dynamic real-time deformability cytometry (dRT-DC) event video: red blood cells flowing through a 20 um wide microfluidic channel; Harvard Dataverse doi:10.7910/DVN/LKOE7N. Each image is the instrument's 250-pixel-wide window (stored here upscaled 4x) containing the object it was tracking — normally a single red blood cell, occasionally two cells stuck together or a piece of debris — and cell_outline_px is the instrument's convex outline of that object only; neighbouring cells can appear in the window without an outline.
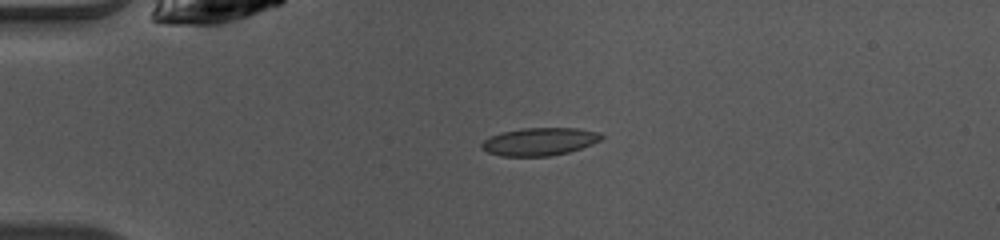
{"species": "common noctule bat (a hibernating species)", "species_latin": "Nyctalus noctula", "temperature_condition": "warm", "stored_images_in_passage": 38, "camera_frame_rate_fps": 3000, "um_per_image_px": 0.085, "animal": {"sex": "female", "body_mass_g": 10.0, "forearm_length_mm": 53.1}, "frame": {"image": 1, "passage_image": 1, "time_ms": 0.0, "image_size_px": [1000, 240], "cell_outline_px": [[604, 136], [600, 140], [592, 144], [568, 152], [548, 156], [500, 156], [488, 152], [480, 148], [480, 144], [484, 140], [492, 136], [504, 132], [524, 128], [576, 128], [600, 132]], "centroid_in_image_um": [45.86, 12.04], "position_along_channel_um": 39.1, "area_um2": 19.25}}
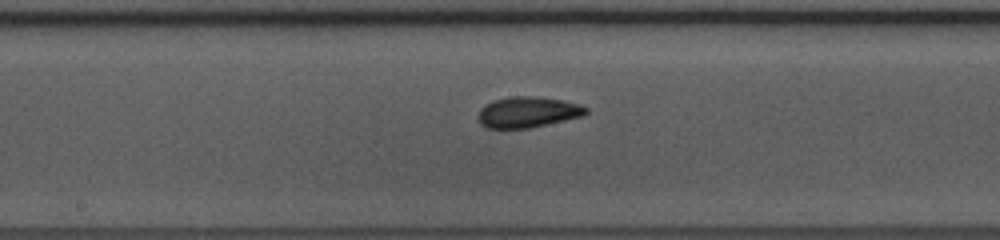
{"frame": {"image": 2, "passage_image": 15, "time_ms": 4.667, "image_size_px": [1000, 240], "cell_outline_px": [[588, 112], [584, 116], [528, 128], [488, 128], [480, 124], [480, 108], [492, 100], [512, 96], [532, 96], [564, 100], [580, 104], [588, 108]], "centroid_in_image_um": [44.9, 9.52], "position_along_channel_um": 203.3, "area_um2": 19.31}}
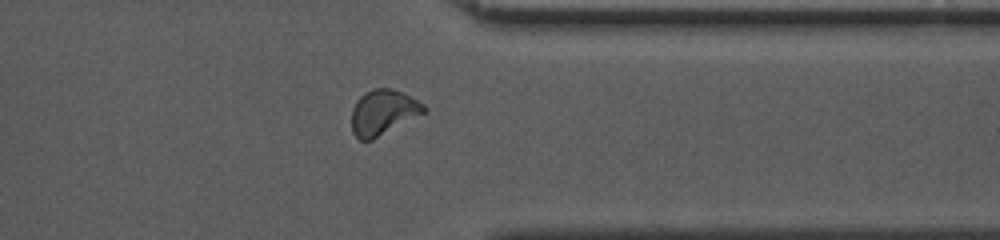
{"frame": {"image": 3, "passage_image": 28, "time_ms": 9.0, "image_size_px": [1000, 240], "cell_outline_px": [[428, 112], [372, 140], [360, 140], [352, 132], [352, 108], [356, 100], [364, 92], [372, 88], [388, 88], [400, 92], [424, 104], [428, 108]], "centroid_in_image_um": [32.57, 9.56], "position_along_channel_um": 378.8, "area_um2": 19.19}, "authors_computed_cell_mechanics": {"area_um2": 19.0451, "velocity_mm_per_s": 4.1166, "shape_relaxation_time_tau1_ms": 3.6204, "shape_relaxation_time_tau2_ms": 1.4202, "deformation_change_tau1": 0.097, "deformation_change_tau2": 0.0678}}